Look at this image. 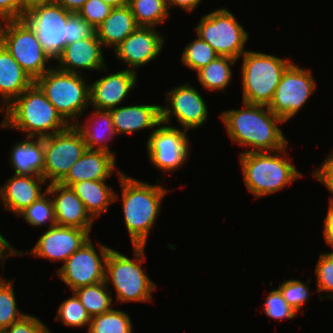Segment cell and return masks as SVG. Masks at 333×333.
Returning a JSON list of instances; mask_svg holds the SVG:
<instances>
[{"mask_svg":"<svg viewBox=\"0 0 333 333\" xmlns=\"http://www.w3.org/2000/svg\"><path fill=\"white\" fill-rule=\"evenodd\" d=\"M96 34V28L80 17L77 13H71L67 19L66 45L79 40L92 38Z\"/></svg>","mask_w":333,"mask_h":333,"instance_id":"obj_40","label":"cell"},{"mask_svg":"<svg viewBox=\"0 0 333 333\" xmlns=\"http://www.w3.org/2000/svg\"><path fill=\"white\" fill-rule=\"evenodd\" d=\"M187 132L161 122L147 138L150 163L165 173H172L183 166L190 156Z\"/></svg>","mask_w":333,"mask_h":333,"instance_id":"obj_14","label":"cell"},{"mask_svg":"<svg viewBox=\"0 0 333 333\" xmlns=\"http://www.w3.org/2000/svg\"><path fill=\"white\" fill-rule=\"evenodd\" d=\"M91 230L55 225L48 227L36 245L30 251L17 250V256L34 255L45 259L65 262L76 250L80 249L90 238ZM31 252V253H30Z\"/></svg>","mask_w":333,"mask_h":333,"instance_id":"obj_16","label":"cell"},{"mask_svg":"<svg viewBox=\"0 0 333 333\" xmlns=\"http://www.w3.org/2000/svg\"><path fill=\"white\" fill-rule=\"evenodd\" d=\"M134 259L111 249L106 258L105 283H112L116 290L117 303L151 302L157 285L142 269L145 261V246H133Z\"/></svg>","mask_w":333,"mask_h":333,"instance_id":"obj_5","label":"cell"},{"mask_svg":"<svg viewBox=\"0 0 333 333\" xmlns=\"http://www.w3.org/2000/svg\"><path fill=\"white\" fill-rule=\"evenodd\" d=\"M116 169V157L101 150L87 149L59 182L71 187L83 180H107Z\"/></svg>","mask_w":333,"mask_h":333,"instance_id":"obj_22","label":"cell"},{"mask_svg":"<svg viewBox=\"0 0 333 333\" xmlns=\"http://www.w3.org/2000/svg\"><path fill=\"white\" fill-rule=\"evenodd\" d=\"M308 284V280H306V283H303L297 279H288L279 284L278 289L283 298L297 313L300 311L301 307L307 303L311 295Z\"/></svg>","mask_w":333,"mask_h":333,"instance_id":"obj_37","label":"cell"},{"mask_svg":"<svg viewBox=\"0 0 333 333\" xmlns=\"http://www.w3.org/2000/svg\"><path fill=\"white\" fill-rule=\"evenodd\" d=\"M116 134H133L139 130L153 129L161 123L160 105H129L110 110Z\"/></svg>","mask_w":333,"mask_h":333,"instance_id":"obj_23","label":"cell"},{"mask_svg":"<svg viewBox=\"0 0 333 333\" xmlns=\"http://www.w3.org/2000/svg\"><path fill=\"white\" fill-rule=\"evenodd\" d=\"M72 293V297L67 298L59 305L55 319L62 322L65 326L77 328L88 326L89 329L92 318L76 294Z\"/></svg>","mask_w":333,"mask_h":333,"instance_id":"obj_36","label":"cell"},{"mask_svg":"<svg viewBox=\"0 0 333 333\" xmlns=\"http://www.w3.org/2000/svg\"><path fill=\"white\" fill-rule=\"evenodd\" d=\"M54 0H23L24 3V13L26 11L27 8H29L30 6L37 4V3H49V2H53Z\"/></svg>","mask_w":333,"mask_h":333,"instance_id":"obj_49","label":"cell"},{"mask_svg":"<svg viewBox=\"0 0 333 333\" xmlns=\"http://www.w3.org/2000/svg\"><path fill=\"white\" fill-rule=\"evenodd\" d=\"M166 106L161 105V122L172 126V114L183 130L201 127L208 119V107L201 94L189 83L165 92Z\"/></svg>","mask_w":333,"mask_h":333,"instance_id":"obj_15","label":"cell"},{"mask_svg":"<svg viewBox=\"0 0 333 333\" xmlns=\"http://www.w3.org/2000/svg\"><path fill=\"white\" fill-rule=\"evenodd\" d=\"M71 188L82 200L86 211L94 220L101 213L107 212L109 205L119 199L118 194L107 185L106 180H83L74 183Z\"/></svg>","mask_w":333,"mask_h":333,"instance_id":"obj_28","label":"cell"},{"mask_svg":"<svg viewBox=\"0 0 333 333\" xmlns=\"http://www.w3.org/2000/svg\"><path fill=\"white\" fill-rule=\"evenodd\" d=\"M93 111L92 115L90 114L86 119L84 125L77 122L74 126L83 136L87 149L105 151L116 157V154L110 150L107 144L109 140L117 135L110 111L98 109Z\"/></svg>","mask_w":333,"mask_h":333,"instance_id":"obj_27","label":"cell"},{"mask_svg":"<svg viewBox=\"0 0 333 333\" xmlns=\"http://www.w3.org/2000/svg\"><path fill=\"white\" fill-rule=\"evenodd\" d=\"M92 241L76 250L57 270L58 277L72 292L105 281L106 258L112 248L99 243V256Z\"/></svg>","mask_w":333,"mask_h":333,"instance_id":"obj_13","label":"cell"},{"mask_svg":"<svg viewBox=\"0 0 333 333\" xmlns=\"http://www.w3.org/2000/svg\"><path fill=\"white\" fill-rule=\"evenodd\" d=\"M23 0H0V22L23 19Z\"/></svg>","mask_w":333,"mask_h":333,"instance_id":"obj_44","label":"cell"},{"mask_svg":"<svg viewBox=\"0 0 333 333\" xmlns=\"http://www.w3.org/2000/svg\"><path fill=\"white\" fill-rule=\"evenodd\" d=\"M218 56L206 41L197 36V39L184 47L181 60L187 68L197 72Z\"/></svg>","mask_w":333,"mask_h":333,"instance_id":"obj_35","label":"cell"},{"mask_svg":"<svg viewBox=\"0 0 333 333\" xmlns=\"http://www.w3.org/2000/svg\"><path fill=\"white\" fill-rule=\"evenodd\" d=\"M323 232L327 245L333 247V200H329L328 212L324 217Z\"/></svg>","mask_w":333,"mask_h":333,"instance_id":"obj_45","label":"cell"},{"mask_svg":"<svg viewBox=\"0 0 333 333\" xmlns=\"http://www.w3.org/2000/svg\"><path fill=\"white\" fill-rule=\"evenodd\" d=\"M50 193L48 190L33 202L29 207H26L17 216L23 217V219L30 224V226L41 227L49 222V228L56 225V217L54 204L50 199Z\"/></svg>","mask_w":333,"mask_h":333,"instance_id":"obj_33","label":"cell"},{"mask_svg":"<svg viewBox=\"0 0 333 333\" xmlns=\"http://www.w3.org/2000/svg\"><path fill=\"white\" fill-rule=\"evenodd\" d=\"M12 256H17V249L0 232V264L2 268H4L5 260Z\"/></svg>","mask_w":333,"mask_h":333,"instance_id":"obj_46","label":"cell"},{"mask_svg":"<svg viewBox=\"0 0 333 333\" xmlns=\"http://www.w3.org/2000/svg\"><path fill=\"white\" fill-rule=\"evenodd\" d=\"M1 333H51L40 318L26 314L22 319L11 324Z\"/></svg>","mask_w":333,"mask_h":333,"instance_id":"obj_42","label":"cell"},{"mask_svg":"<svg viewBox=\"0 0 333 333\" xmlns=\"http://www.w3.org/2000/svg\"><path fill=\"white\" fill-rule=\"evenodd\" d=\"M0 43L34 81L52 68L47 65L51 57L24 19L0 22Z\"/></svg>","mask_w":333,"mask_h":333,"instance_id":"obj_8","label":"cell"},{"mask_svg":"<svg viewBox=\"0 0 333 333\" xmlns=\"http://www.w3.org/2000/svg\"><path fill=\"white\" fill-rule=\"evenodd\" d=\"M112 8L102 0H87L77 14L97 28L110 14Z\"/></svg>","mask_w":333,"mask_h":333,"instance_id":"obj_41","label":"cell"},{"mask_svg":"<svg viewBox=\"0 0 333 333\" xmlns=\"http://www.w3.org/2000/svg\"><path fill=\"white\" fill-rule=\"evenodd\" d=\"M13 285V280L0 276V333L26 315L17 308Z\"/></svg>","mask_w":333,"mask_h":333,"instance_id":"obj_34","label":"cell"},{"mask_svg":"<svg viewBox=\"0 0 333 333\" xmlns=\"http://www.w3.org/2000/svg\"><path fill=\"white\" fill-rule=\"evenodd\" d=\"M70 14L54 1L34 4L24 13L23 19L34 30L52 61L57 59L66 46L67 19Z\"/></svg>","mask_w":333,"mask_h":333,"instance_id":"obj_11","label":"cell"},{"mask_svg":"<svg viewBox=\"0 0 333 333\" xmlns=\"http://www.w3.org/2000/svg\"><path fill=\"white\" fill-rule=\"evenodd\" d=\"M35 81L0 43V99L5 109Z\"/></svg>","mask_w":333,"mask_h":333,"instance_id":"obj_24","label":"cell"},{"mask_svg":"<svg viewBox=\"0 0 333 333\" xmlns=\"http://www.w3.org/2000/svg\"><path fill=\"white\" fill-rule=\"evenodd\" d=\"M104 3L109 4L111 7H120L127 4V0H102Z\"/></svg>","mask_w":333,"mask_h":333,"instance_id":"obj_50","label":"cell"},{"mask_svg":"<svg viewBox=\"0 0 333 333\" xmlns=\"http://www.w3.org/2000/svg\"><path fill=\"white\" fill-rule=\"evenodd\" d=\"M86 1L87 0H54L56 4L61 5L65 10L71 13H78Z\"/></svg>","mask_w":333,"mask_h":333,"instance_id":"obj_48","label":"cell"},{"mask_svg":"<svg viewBox=\"0 0 333 333\" xmlns=\"http://www.w3.org/2000/svg\"><path fill=\"white\" fill-rule=\"evenodd\" d=\"M108 288L109 285L103 281L97 284L80 287L73 292L92 318L112 309V291Z\"/></svg>","mask_w":333,"mask_h":333,"instance_id":"obj_30","label":"cell"},{"mask_svg":"<svg viewBox=\"0 0 333 333\" xmlns=\"http://www.w3.org/2000/svg\"><path fill=\"white\" fill-rule=\"evenodd\" d=\"M202 0H166L167 7L173 9V7L178 6V8L185 10L186 12H192L196 7L199 6Z\"/></svg>","mask_w":333,"mask_h":333,"instance_id":"obj_47","label":"cell"},{"mask_svg":"<svg viewBox=\"0 0 333 333\" xmlns=\"http://www.w3.org/2000/svg\"><path fill=\"white\" fill-rule=\"evenodd\" d=\"M46 183L42 176L14 174L0 186V201L2 200L4 211H10L17 217L46 192L47 189H42Z\"/></svg>","mask_w":333,"mask_h":333,"instance_id":"obj_21","label":"cell"},{"mask_svg":"<svg viewBox=\"0 0 333 333\" xmlns=\"http://www.w3.org/2000/svg\"><path fill=\"white\" fill-rule=\"evenodd\" d=\"M164 41V37L154 27H138L113 50L116 59L129 66L128 70L137 72V68L159 56Z\"/></svg>","mask_w":333,"mask_h":333,"instance_id":"obj_17","label":"cell"},{"mask_svg":"<svg viewBox=\"0 0 333 333\" xmlns=\"http://www.w3.org/2000/svg\"><path fill=\"white\" fill-rule=\"evenodd\" d=\"M139 27H157L170 15L166 0H127Z\"/></svg>","mask_w":333,"mask_h":333,"instance_id":"obj_31","label":"cell"},{"mask_svg":"<svg viewBox=\"0 0 333 333\" xmlns=\"http://www.w3.org/2000/svg\"><path fill=\"white\" fill-rule=\"evenodd\" d=\"M43 147V177L49 184L59 183L87 150L83 136L74 125L44 137Z\"/></svg>","mask_w":333,"mask_h":333,"instance_id":"obj_10","label":"cell"},{"mask_svg":"<svg viewBox=\"0 0 333 333\" xmlns=\"http://www.w3.org/2000/svg\"><path fill=\"white\" fill-rule=\"evenodd\" d=\"M237 60L228 56H218L196 72L199 83L211 91H225L232 79L231 67Z\"/></svg>","mask_w":333,"mask_h":333,"instance_id":"obj_29","label":"cell"},{"mask_svg":"<svg viewBox=\"0 0 333 333\" xmlns=\"http://www.w3.org/2000/svg\"><path fill=\"white\" fill-rule=\"evenodd\" d=\"M124 221L133 246H145L169 189L137 180L118 171Z\"/></svg>","mask_w":333,"mask_h":333,"instance_id":"obj_2","label":"cell"},{"mask_svg":"<svg viewBox=\"0 0 333 333\" xmlns=\"http://www.w3.org/2000/svg\"><path fill=\"white\" fill-rule=\"evenodd\" d=\"M315 88L312 71L298 67L292 61L284 70L268 108L287 122L302 109Z\"/></svg>","mask_w":333,"mask_h":333,"instance_id":"obj_12","label":"cell"},{"mask_svg":"<svg viewBox=\"0 0 333 333\" xmlns=\"http://www.w3.org/2000/svg\"><path fill=\"white\" fill-rule=\"evenodd\" d=\"M288 146L277 151L240 153L243 180L255 198L277 193L302 177L286 156Z\"/></svg>","mask_w":333,"mask_h":333,"instance_id":"obj_4","label":"cell"},{"mask_svg":"<svg viewBox=\"0 0 333 333\" xmlns=\"http://www.w3.org/2000/svg\"><path fill=\"white\" fill-rule=\"evenodd\" d=\"M220 118L231 140L246 147L243 153L277 151L288 144L278 126L285 122L268 106L243 102L242 109L222 111Z\"/></svg>","mask_w":333,"mask_h":333,"instance_id":"obj_1","label":"cell"},{"mask_svg":"<svg viewBox=\"0 0 333 333\" xmlns=\"http://www.w3.org/2000/svg\"><path fill=\"white\" fill-rule=\"evenodd\" d=\"M241 57L242 102L269 106L291 60L250 50H246Z\"/></svg>","mask_w":333,"mask_h":333,"instance_id":"obj_7","label":"cell"},{"mask_svg":"<svg viewBox=\"0 0 333 333\" xmlns=\"http://www.w3.org/2000/svg\"><path fill=\"white\" fill-rule=\"evenodd\" d=\"M132 321L127 312L111 309L92 317L88 333H133Z\"/></svg>","mask_w":333,"mask_h":333,"instance_id":"obj_32","label":"cell"},{"mask_svg":"<svg viewBox=\"0 0 333 333\" xmlns=\"http://www.w3.org/2000/svg\"><path fill=\"white\" fill-rule=\"evenodd\" d=\"M103 48V44L96 34L92 38L69 43L57 57L56 68L75 74H80L79 70L83 69L90 71L104 69V72L107 73L108 68L105 66Z\"/></svg>","mask_w":333,"mask_h":333,"instance_id":"obj_19","label":"cell"},{"mask_svg":"<svg viewBox=\"0 0 333 333\" xmlns=\"http://www.w3.org/2000/svg\"><path fill=\"white\" fill-rule=\"evenodd\" d=\"M51 66L35 83L62 118L68 124L75 125L90 105V85L82 74L65 72Z\"/></svg>","mask_w":333,"mask_h":333,"instance_id":"obj_6","label":"cell"},{"mask_svg":"<svg viewBox=\"0 0 333 333\" xmlns=\"http://www.w3.org/2000/svg\"><path fill=\"white\" fill-rule=\"evenodd\" d=\"M46 189L54 204L56 225L83 230L92 229L94 219L86 211L84 203L71 187L60 183H50Z\"/></svg>","mask_w":333,"mask_h":333,"instance_id":"obj_20","label":"cell"},{"mask_svg":"<svg viewBox=\"0 0 333 333\" xmlns=\"http://www.w3.org/2000/svg\"><path fill=\"white\" fill-rule=\"evenodd\" d=\"M1 112L5 117L0 127L16 129L26 137H48L70 125L35 82Z\"/></svg>","mask_w":333,"mask_h":333,"instance_id":"obj_3","label":"cell"},{"mask_svg":"<svg viewBox=\"0 0 333 333\" xmlns=\"http://www.w3.org/2000/svg\"><path fill=\"white\" fill-rule=\"evenodd\" d=\"M315 275L317 280V292H331L323 296L333 299V255L330 252H325L319 255ZM329 295V296H328Z\"/></svg>","mask_w":333,"mask_h":333,"instance_id":"obj_39","label":"cell"},{"mask_svg":"<svg viewBox=\"0 0 333 333\" xmlns=\"http://www.w3.org/2000/svg\"><path fill=\"white\" fill-rule=\"evenodd\" d=\"M139 26L129 6L111 9L110 14L96 28V35L104 47L114 49Z\"/></svg>","mask_w":333,"mask_h":333,"instance_id":"obj_25","label":"cell"},{"mask_svg":"<svg viewBox=\"0 0 333 333\" xmlns=\"http://www.w3.org/2000/svg\"><path fill=\"white\" fill-rule=\"evenodd\" d=\"M10 151V166L14 168V174L43 177V138L26 137L25 140L14 144Z\"/></svg>","mask_w":333,"mask_h":333,"instance_id":"obj_26","label":"cell"},{"mask_svg":"<svg viewBox=\"0 0 333 333\" xmlns=\"http://www.w3.org/2000/svg\"><path fill=\"white\" fill-rule=\"evenodd\" d=\"M197 36L206 41L219 56L238 60L246 51L248 32L227 8H218L201 17L195 27Z\"/></svg>","mask_w":333,"mask_h":333,"instance_id":"obj_9","label":"cell"},{"mask_svg":"<svg viewBox=\"0 0 333 333\" xmlns=\"http://www.w3.org/2000/svg\"><path fill=\"white\" fill-rule=\"evenodd\" d=\"M313 176L326 187L331 193L329 200H333V151L330 152L326 160L317 168Z\"/></svg>","mask_w":333,"mask_h":333,"instance_id":"obj_43","label":"cell"},{"mask_svg":"<svg viewBox=\"0 0 333 333\" xmlns=\"http://www.w3.org/2000/svg\"><path fill=\"white\" fill-rule=\"evenodd\" d=\"M137 83V72L124 69L110 73L90 83V105L94 109L107 110L116 108Z\"/></svg>","mask_w":333,"mask_h":333,"instance_id":"obj_18","label":"cell"},{"mask_svg":"<svg viewBox=\"0 0 333 333\" xmlns=\"http://www.w3.org/2000/svg\"><path fill=\"white\" fill-rule=\"evenodd\" d=\"M264 314L275 320L293 319L297 312L286 302L280 290L272 289L263 305Z\"/></svg>","mask_w":333,"mask_h":333,"instance_id":"obj_38","label":"cell"}]
</instances>
